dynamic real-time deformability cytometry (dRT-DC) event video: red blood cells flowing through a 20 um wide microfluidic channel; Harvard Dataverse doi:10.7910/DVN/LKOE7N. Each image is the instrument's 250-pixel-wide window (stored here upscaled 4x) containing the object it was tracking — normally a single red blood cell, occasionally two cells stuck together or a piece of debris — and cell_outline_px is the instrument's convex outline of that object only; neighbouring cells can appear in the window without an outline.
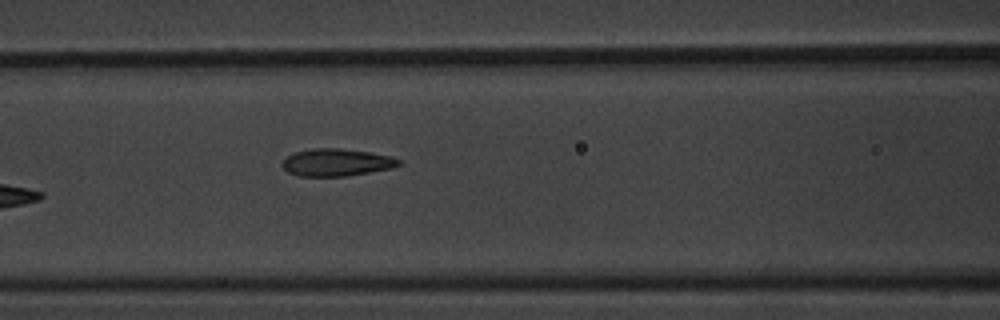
{"species": "common noctule bat (a hibernating species)", "species_latin": "Nyctalus noctula", "temperature_condition": "warm", "stored_images_in_passage": 6, "camera_frame_rate_fps": 3000, "um_per_image_px": 0.085, "animal": {"sex": "male", "body_mass_g": 20.1, "forearm_length_mm": 53.5}, "frame": {"image": 1, "passage_image": 6, "time_ms": 1.667, "image_size_px": [1000, 320], "cell_outline_px": [[400, 164], [392, 168], [344, 176], [296, 176], [288, 172], [280, 164], [288, 156], [296, 152], [312, 148], [340, 148], [372, 152], [388, 156], [400, 160]], "centroid_in_image_um": [28.57, 13.8], "position_along_channel_um": 138.0, "area_um2": 18.44}}